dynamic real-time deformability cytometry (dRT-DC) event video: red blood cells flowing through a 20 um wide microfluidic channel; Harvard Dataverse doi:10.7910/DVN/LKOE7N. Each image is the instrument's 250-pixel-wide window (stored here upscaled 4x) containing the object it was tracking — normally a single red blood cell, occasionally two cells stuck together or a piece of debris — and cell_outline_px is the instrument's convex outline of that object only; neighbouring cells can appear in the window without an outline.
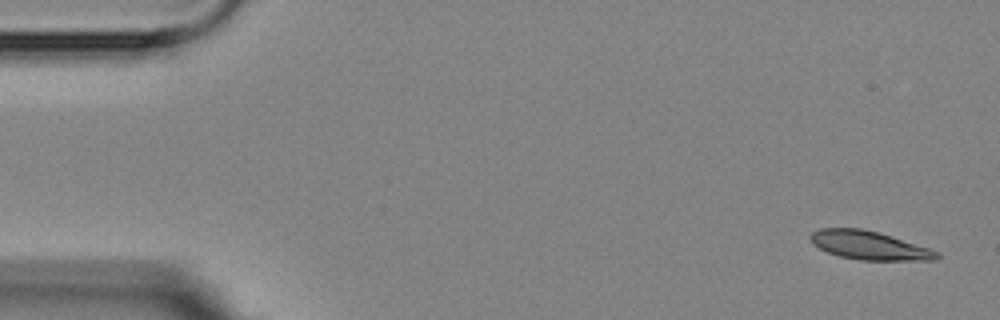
{"species": "Egyptian fruit bat (a non-hibernating species)", "species_latin": "Rousettus aegyptiacus", "temperature_condition": "room temperature", "stored_images_in_passage": 8, "camera_frame_rate_fps": 3000, "um_per_image_px": 0.085, "animal": {"sex": "female"}, "frame": {"image": 1, "passage_image": 1, "time_ms": 0.0, "image_size_px": [1000, 320], "cell_outline_px": [[940, 256], [936, 260], [860, 260], [840, 256], [828, 252], [812, 244], [808, 236], [812, 232], [820, 228], [860, 228], [876, 232], [928, 248], [940, 252]], "centroid_in_image_um": [73.84, 20.86], "position_along_channel_um": 11.2, "area_um2": 20.75}}
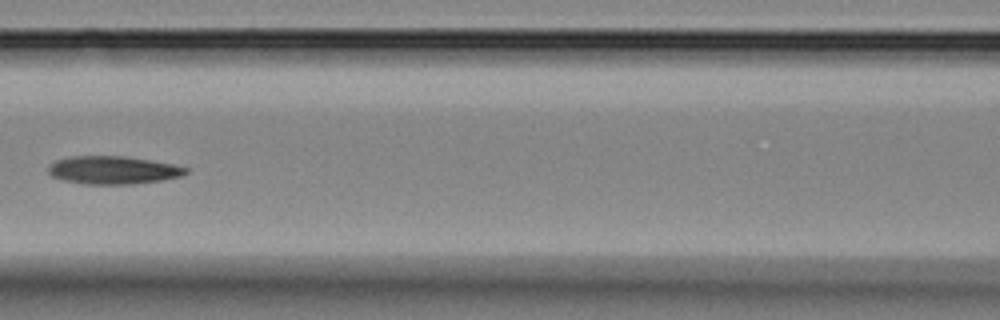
{"frame": {"image": 2, "passage_image": 6, "time_ms": 7.333, "image_size_px": [1000, 320], "cell_outline_px": [[188, 172], [180, 176], [160, 180], [132, 184], [84, 184], [64, 180], [52, 176], [48, 172], [48, 168], [56, 160], [68, 156], [128, 156], [172, 164], [188, 168]], "centroid_in_image_um": [9.6, 14.45], "position_along_channel_um": 157.0, "area_um2": 22.31}}
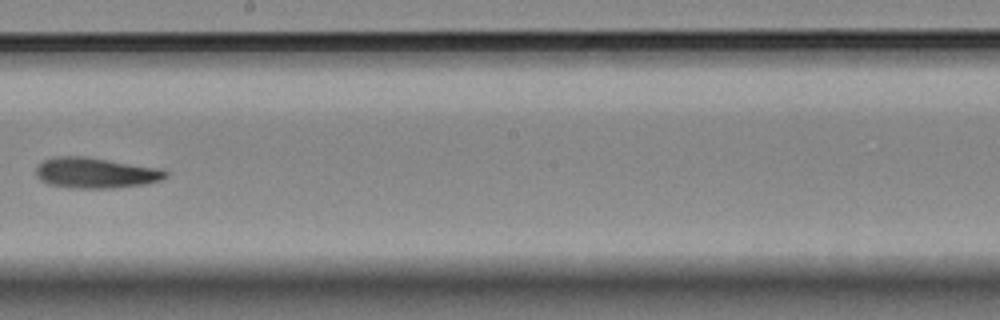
{"frame": {"image": 3, "passage_image": 8, "time_ms": 9.667, "image_size_px": [1000, 320], "cell_outline_px": [[168, 176], [160, 180], [144, 184], [112, 188], [72, 188], [48, 184], [40, 180], [36, 176], [36, 168], [44, 160], [52, 156], [84, 156], [160, 168], [168, 172]], "centroid_in_image_um": [8.11, 14.69], "position_along_channel_um": 240.1, "area_um2": 23.12}}